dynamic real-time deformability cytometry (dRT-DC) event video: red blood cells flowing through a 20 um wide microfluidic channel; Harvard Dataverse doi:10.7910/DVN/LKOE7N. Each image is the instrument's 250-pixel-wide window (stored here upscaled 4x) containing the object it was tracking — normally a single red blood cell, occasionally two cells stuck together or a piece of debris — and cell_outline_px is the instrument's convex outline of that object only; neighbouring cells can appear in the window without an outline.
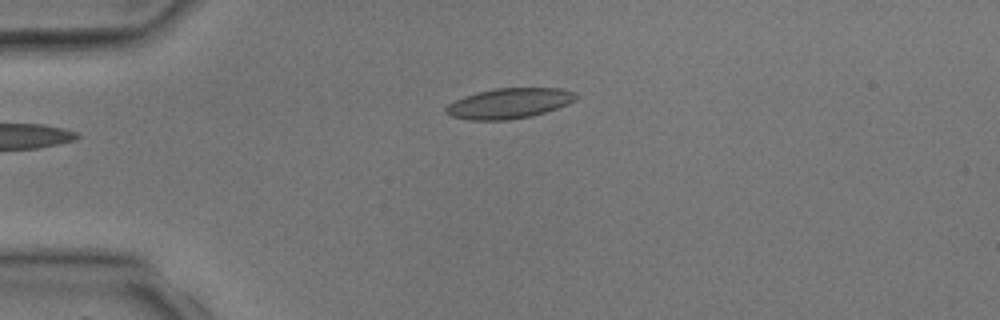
{"species": "common noctule bat (a hibernating species)", "species_latin": "Nyctalus noctula", "temperature_condition": "room temperature", "stored_images_in_passage": 1, "camera_frame_rate_fps": 3000, "um_per_image_px": 0.085, "animal": {"sex": "male", "body_mass_g": 17.9, "forearm_length_mm": 54.2}, "frame": {"image": 1, "passage_image": 1, "time_ms": 0.0, "image_size_px": [1000, 320], "cell_outline_px": [[580, 96], [576, 100], [568, 104], [532, 116], [508, 120], [468, 120], [452, 116], [444, 112], [444, 108], [448, 104], [464, 96], [476, 92], [496, 88], [560, 88], [576, 92]], "centroid_in_image_um": [43.29, 8.78], "position_along_channel_um": 41.7, "area_um2": 23.12}}